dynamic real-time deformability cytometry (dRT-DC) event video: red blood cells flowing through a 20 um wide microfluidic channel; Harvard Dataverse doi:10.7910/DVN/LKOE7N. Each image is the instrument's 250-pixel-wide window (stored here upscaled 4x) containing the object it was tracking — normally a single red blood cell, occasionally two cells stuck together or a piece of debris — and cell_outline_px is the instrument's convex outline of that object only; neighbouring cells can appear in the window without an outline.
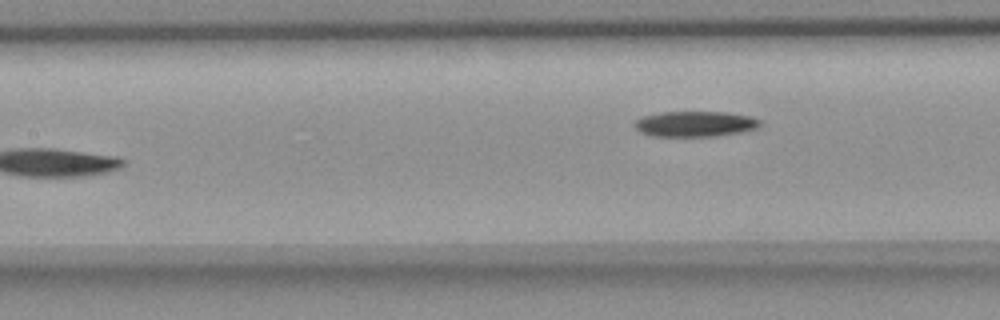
{"species": "common noctule bat (a hibernating species)", "species_latin": "Nyctalus noctula", "temperature_condition": "room temperature", "stored_images_in_passage": 7, "camera_frame_rate_fps": 3000, "um_per_image_px": 0.085, "animal": {"sex": "female", "body_mass_g": 18.4}, "frame": {"image": 1, "passage_image": 7, "time_ms": 2.0, "image_size_px": [1000, 320], "cell_outline_px": [[760, 124], [756, 128], [740, 132], [716, 136], [652, 136], [640, 132], [632, 124], [636, 120], [644, 116], [660, 112], [728, 112], [748, 116], [760, 120]], "centroid_in_image_um": [59.04, 10.53], "position_along_channel_um": 148.4, "area_um2": 18.55}}